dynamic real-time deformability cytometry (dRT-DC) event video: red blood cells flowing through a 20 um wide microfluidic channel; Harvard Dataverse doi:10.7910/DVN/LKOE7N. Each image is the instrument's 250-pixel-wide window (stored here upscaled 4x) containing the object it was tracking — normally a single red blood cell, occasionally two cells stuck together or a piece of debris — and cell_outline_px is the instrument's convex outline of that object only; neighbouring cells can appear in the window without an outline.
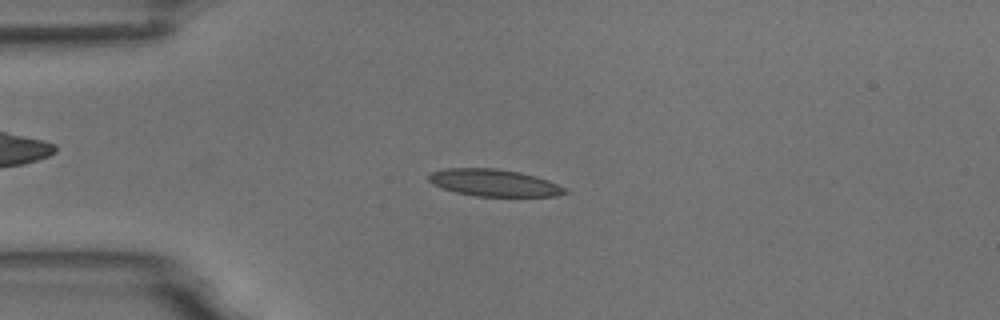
{"species": "common noctule bat (a hibernating species)", "species_latin": "Nyctalus noctula", "temperature_condition": "room temperature", "stored_images_in_passage": 54, "camera_frame_rate_fps": 3000, "um_per_image_px": 0.085, "animal": {"sex": "male", "body_mass_g": 18.8}, "frame": {"image": 1, "passage_image": 13, "time_ms": 4.0, "image_size_px": [1000, 320], "cell_outline_px": [[568, 192], [556, 196], [476, 196], [456, 192], [432, 184], [428, 180], [428, 176], [432, 172], [444, 168], [496, 168], [520, 172], [536, 176], [548, 180], [568, 188]], "centroid_in_image_um": [42.02, 15.53], "position_along_channel_um": 43.0, "area_um2": 21.5}}
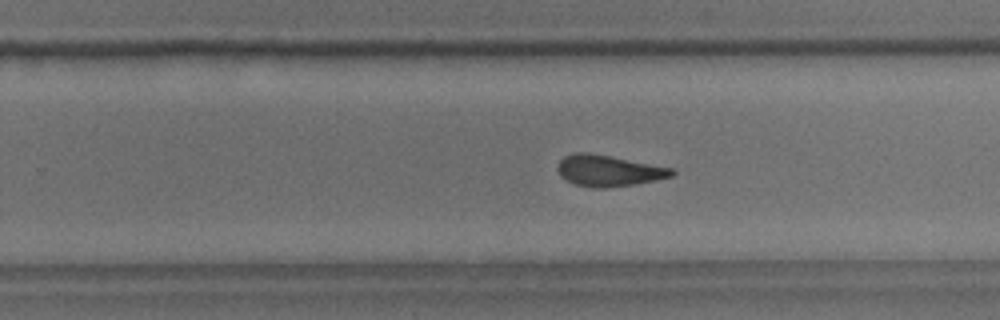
{"frame": {"image": 2, "passage_image": 34, "time_ms": 11.0, "image_size_px": [1000, 320], "cell_outline_px": [[676, 172], [672, 176], [656, 180], [636, 184], [608, 188], [592, 188], [576, 184], [560, 176], [556, 168], [560, 160], [564, 156], [572, 152], [588, 152], [676, 168]], "centroid_in_image_um": [51.75, 14.5], "position_along_channel_um": 278.1, "area_um2": 21.04}}
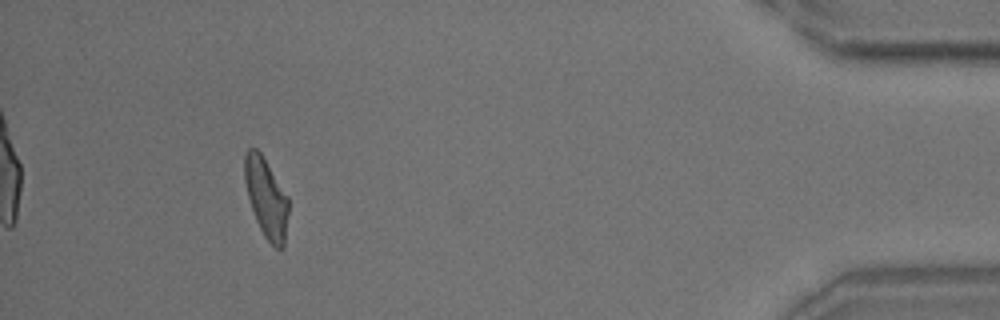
{"frame": {"image": 3, "passage_image": 50, "time_ms": 16.333, "image_size_px": [1000, 320], "cell_outline_px": [[288, 212], [284, 248], [276, 248], [264, 236], [256, 220], [248, 196], [244, 180], [244, 156], [248, 148], [256, 148], [260, 152], [288, 196]], "centroid_in_image_um": [22.63, 16.81], "position_along_channel_um": 412.6, "area_um2": 20.11}, "authors_computed_cell_mechanics": {"area_um2": 21.1548, "velocity_mm_per_s": 3.6648, "shape_relaxation_time_tau1_ms": 5.0086, "shape_relaxation_time_tau2_ms": 2.0683, "deformation_change_tau1": 0.1695, "deformation_change_tau2": 0.1108}}